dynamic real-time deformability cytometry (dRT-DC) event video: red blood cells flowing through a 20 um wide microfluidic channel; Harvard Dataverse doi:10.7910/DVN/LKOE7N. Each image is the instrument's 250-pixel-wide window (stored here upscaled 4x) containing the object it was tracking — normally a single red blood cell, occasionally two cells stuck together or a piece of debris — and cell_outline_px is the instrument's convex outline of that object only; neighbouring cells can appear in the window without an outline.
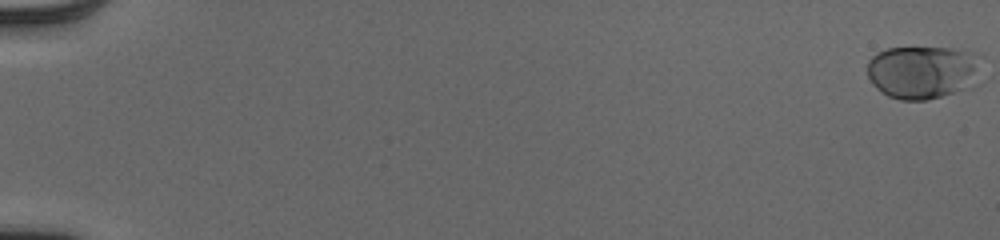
{"species": "human", "species_latin": "Homo sapiens", "temperature_condition": "cold", "stored_images_in_passage": 55, "camera_frame_rate_fps": 3000, "um_per_image_px": 0.085, "donor": {"sex": "male"}, "frame": {"image": 1, "passage_image": 1, "time_ms": 0.0, "image_size_px": [1000, 240], "cell_outline_px": [[984, 56], [968, 88], [928, 100], [900, 100], [888, 96], [876, 88], [872, 84], [868, 76], [868, 60], [876, 52], [888, 48], [952, 48], [976, 52]], "centroid_in_image_um": [78.41, 6.1], "position_along_channel_um": 6.6, "area_um2": 35.43}}
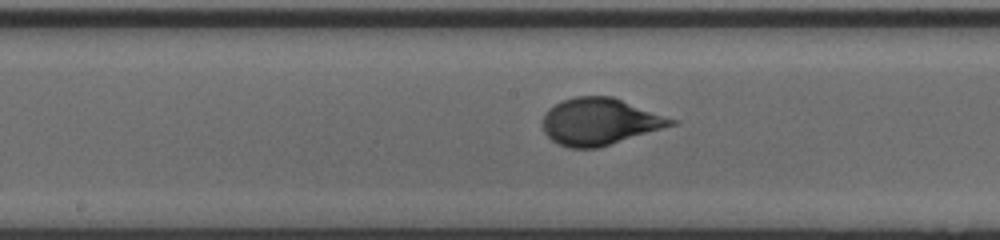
{"frame": {"image": 2, "passage_image": 31, "time_ms": 10.0, "image_size_px": [1000, 240], "cell_outline_px": [[680, 120], [676, 124], [596, 148], [568, 148], [552, 140], [544, 132], [544, 112], [548, 108], [560, 100], [576, 96], [612, 96]], "centroid_in_image_um": [50.98, 10.31], "position_along_channel_um": 197.2, "area_um2": 35.03}}
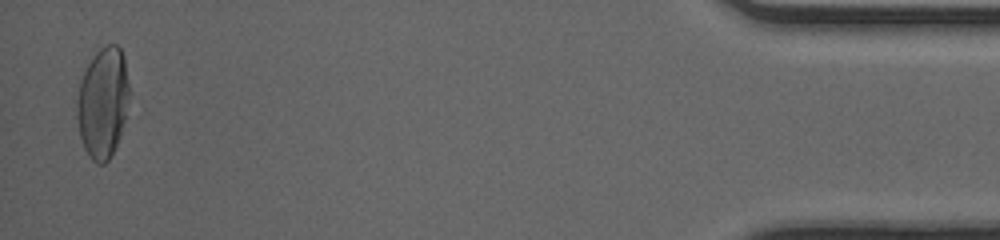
{"frame": {"image": 3, "passage_image": 54, "time_ms": 17.667, "image_size_px": [1000, 240], "cell_outline_px": [[128, 96], [124, 120], [120, 136], [108, 160], [104, 164], [96, 164], [88, 156], [84, 148], [80, 136], [76, 116], [76, 100], [80, 80], [92, 56], [100, 48], [108, 44], [116, 44], [120, 48], [124, 56], [128, 84]], "centroid_in_image_um": [8.71, 8.72], "position_along_channel_um": 426.5, "area_um2": 33.64}, "authors_computed_cell_mechanics": {"area_um2": 33.813, "velocity_mm_per_s": 3.9745, "shape_relaxation_time_tau1_ms": 4.9366, "shape_relaxation_time_tau2_ms": null, "deformation_change_tau1": 0.2066, "deformation_change_tau2": null}}